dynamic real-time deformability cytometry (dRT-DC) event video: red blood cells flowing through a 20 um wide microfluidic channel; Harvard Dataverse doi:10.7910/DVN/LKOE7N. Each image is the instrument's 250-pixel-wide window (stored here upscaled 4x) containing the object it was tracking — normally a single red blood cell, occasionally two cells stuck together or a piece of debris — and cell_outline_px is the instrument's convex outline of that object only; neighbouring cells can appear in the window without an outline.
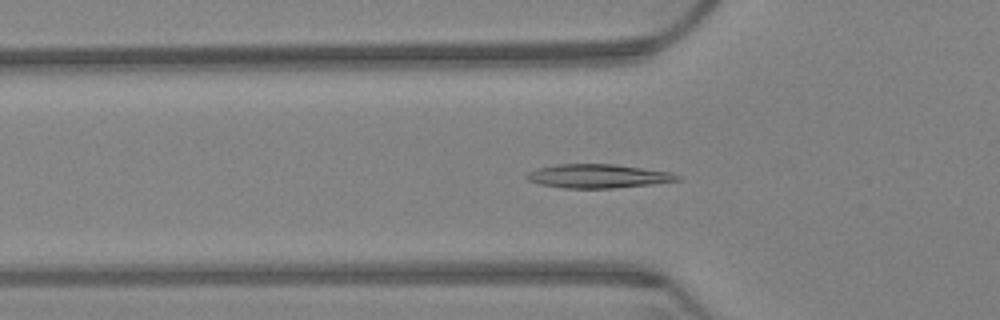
{"species": "Egyptian fruit bat (a non-hibernating species)", "species_latin": "Rousettus aegyptiacus", "temperature_condition": "warm", "stored_images_in_passage": 60, "camera_frame_rate_fps": 3000, "um_per_image_px": 0.085, "animal": {"sex": "female"}, "frame": {"image": 1, "passage_image": 21, "time_ms": 6.667, "image_size_px": [1000, 320], "cell_outline_px": [[680, 180], [652, 184], [616, 188], [564, 188], [540, 184], [528, 180], [524, 176], [528, 172], [540, 168], [556, 164], [612, 164], [672, 172], [680, 176]], "centroid_in_image_um": [50.84, 14.97], "position_along_channel_um": 75.0, "area_um2": 20.81}}
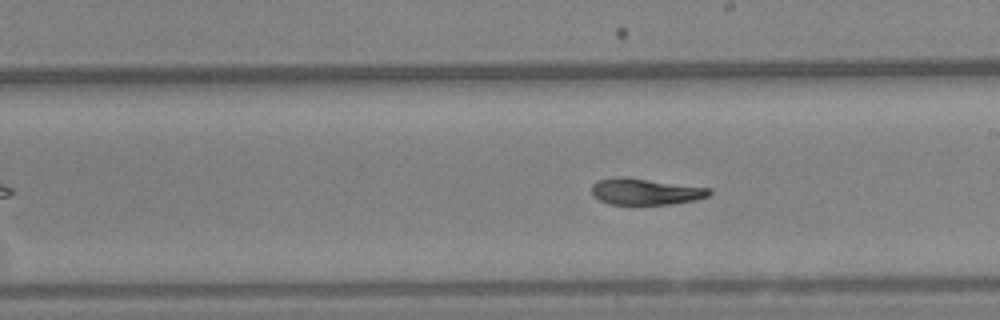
{"frame": {"image": 2, "passage_image": 36, "time_ms": 11.667, "image_size_px": [1000, 320], "cell_outline_px": [[712, 192], [708, 196], [696, 200], [672, 204], [608, 204], [592, 196], [592, 184], [596, 180], [616, 176], [620, 176], [712, 188]], "centroid_in_image_um": [54.85, 16.28], "position_along_channel_um": 234.2, "area_um2": 18.21}}
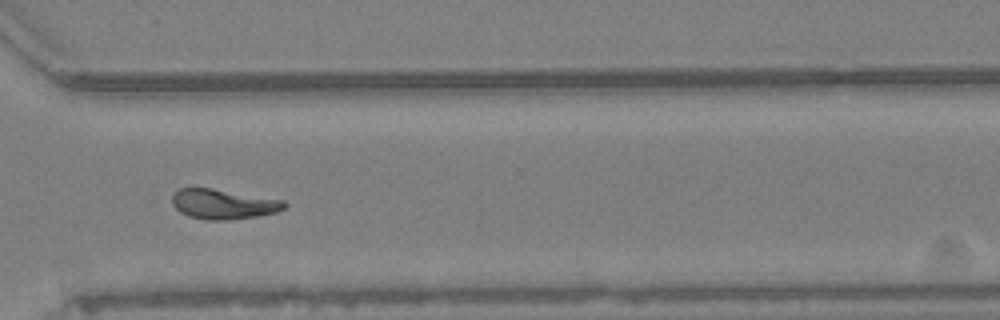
{"frame": {"image": 3, "passage_image": 47, "time_ms": 15.333, "image_size_px": [1000, 320], "cell_outline_px": [[288, 204], [284, 208], [276, 212], [260, 216], [228, 220], [208, 220], [188, 216], [180, 212], [172, 204], [172, 196], [180, 188], [212, 188], [284, 200]], "centroid_in_image_um": [19.0, 17.35], "position_along_channel_um": 351.6, "area_um2": 19.59}, "authors_computed_cell_mechanics": {"area_um2": 19.3341, "velocity_mm_per_s": 3.1864, "shape_relaxation_time_tau1_ms": 10.312, "shape_relaxation_time_tau2_ms": 5.7973, "deformation_change_tau1": 0.2362, "deformation_change_tau2": 0.1079}}